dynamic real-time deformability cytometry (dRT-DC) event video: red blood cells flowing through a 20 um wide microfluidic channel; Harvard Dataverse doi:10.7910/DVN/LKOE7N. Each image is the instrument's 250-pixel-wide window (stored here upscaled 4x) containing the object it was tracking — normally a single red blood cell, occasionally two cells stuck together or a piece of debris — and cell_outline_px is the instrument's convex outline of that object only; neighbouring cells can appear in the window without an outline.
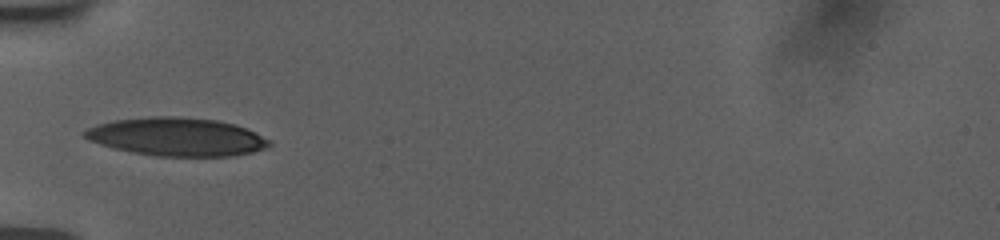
{"species": "human", "species_latin": "Homo sapiens", "temperature_condition": "room temperature", "stored_images_in_passage": 56, "camera_frame_rate_fps": 3000, "um_per_image_px": 0.085, "donor": {"sex": "female"}, "frame": {"image": 1, "passage_image": 1, "time_ms": 0.0, "image_size_px": [1000, 240], "cell_outline_px": [[268, 144], [264, 148], [252, 152], [228, 156], [156, 156], [116, 148], [100, 144], [88, 140], [84, 136], [84, 132], [88, 128], [100, 124], [116, 120], [152, 116], [180, 116], [216, 120], [232, 124], [244, 128], [268, 140]], "centroid_in_image_um": [14.98, 11.62], "position_along_channel_um": 70.0, "area_um2": 40.29}}
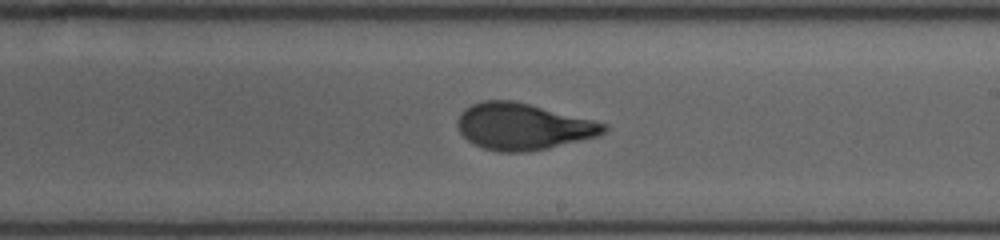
{"frame": {"image": 2, "passage_image": 30, "time_ms": 4.667, "image_size_px": [1000, 240], "cell_outline_px": [[608, 128], [604, 132], [596, 136], [548, 148], [528, 152], [496, 152], [484, 148], [468, 140], [460, 132], [456, 124], [464, 108], [472, 104], [484, 100], [512, 100], [608, 124]], "centroid_in_image_um": [44.42, 10.76], "position_along_channel_um": 244.6, "area_um2": 39.19}}
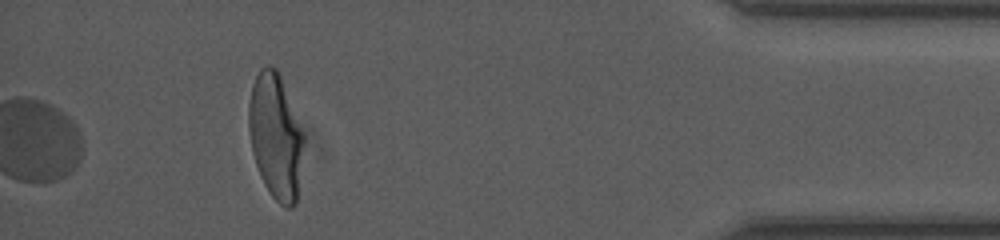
{"frame": {"image": 3, "passage_image": 56, "time_ms": 10.333, "image_size_px": [1000, 240], "cell_outline_px": [[304, 140], [296, 204], [292, 208], [288, 208], [280, 204], [272, 196], [264, 184], [260, 176], [252, 152], [248, 128], [248, 104], [252, 84], [260, 68], [268, 64], [276, 68], [280, 76], [304, 136]], "centroid_in_image_um": [23.4, 11.59], "position_along_channel_um": 411.8, "area_um2": 39.88}, "authors_computed_cell_mechanics": {"area_um2": 39.4196, "velocity_mm_per_s": 3.7595, "shape_relaxation_time_tau1_ms": 4.6371, "shape_relaxation_time_tau2_ms": 1.0399, "deformation_change_tau1": 0.2032, "deformation_change_tau2": 0.0793}}